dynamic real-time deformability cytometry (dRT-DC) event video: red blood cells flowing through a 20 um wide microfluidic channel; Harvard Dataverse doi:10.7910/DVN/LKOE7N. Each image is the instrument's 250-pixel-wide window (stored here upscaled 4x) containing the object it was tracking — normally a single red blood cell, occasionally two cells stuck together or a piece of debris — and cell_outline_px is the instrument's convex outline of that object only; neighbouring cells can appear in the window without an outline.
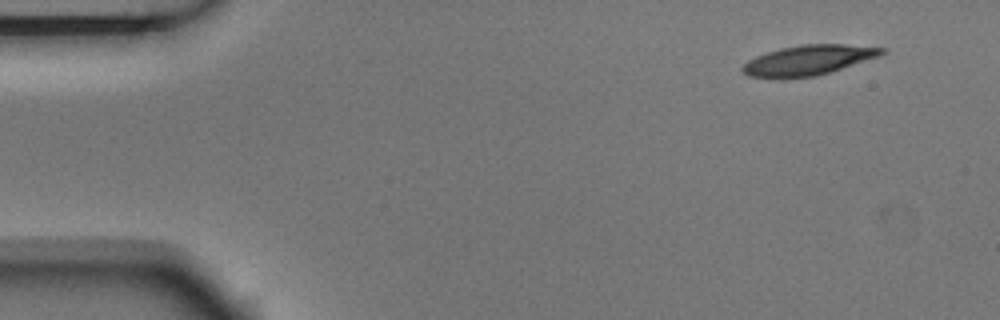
{"species": "Egyptian fruit bat (a non-hibernating species)", "species_latin": "Rousettus aegyptiacus", "temperature_condition": "room temperature", "stored_images_in_passage": 3, "camera_frame_rate_fps": 3000, "um_per_image_px": 0.085, "animal": {"sex": "male"}, "frame": {"image": 1, "passage_image": 1, "time_ms": 0.0, "image_size_px": [1000, 320], "cell_outline_px": [[888, 52], [880, 56], [816, 76], [780, 80], [748, 76], [740, 68], [748, 60], [756, 56], [780, 48], [800, 44], [844, 44], [888, 48]], "centroid_in_image_um": [68.7, 5.13], "position_along_channel_um": 16.3, "area_um2": 24.8}}
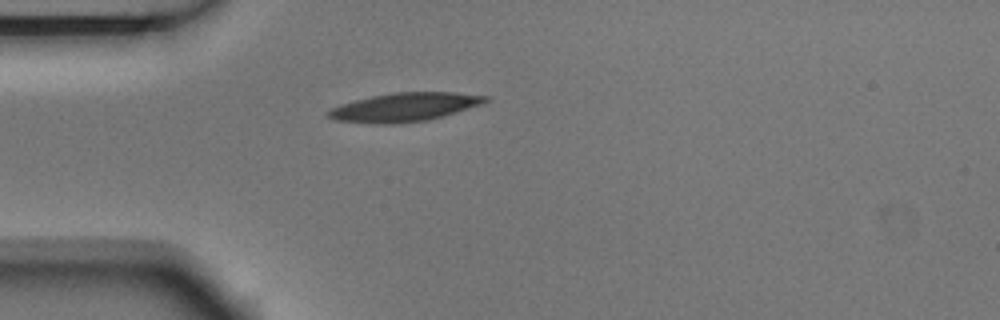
{"frame": {"image": 2, "passage_image": 3, "time_ms": 0.667, "image_size_px": [1000, 320], "cell_outline_px": [[492, 100], [484, 104], [444, 116], [428, 120], [392, 124], [384, 124], [332, 120], [324, 112], [340, 104], [372, 96], [392, 92], [456, 92], [488, 96]], "centroid_in_image_um": [34.43, 9.1], "position_along_channel_um": 50.6, "area_um2": 26.47}}